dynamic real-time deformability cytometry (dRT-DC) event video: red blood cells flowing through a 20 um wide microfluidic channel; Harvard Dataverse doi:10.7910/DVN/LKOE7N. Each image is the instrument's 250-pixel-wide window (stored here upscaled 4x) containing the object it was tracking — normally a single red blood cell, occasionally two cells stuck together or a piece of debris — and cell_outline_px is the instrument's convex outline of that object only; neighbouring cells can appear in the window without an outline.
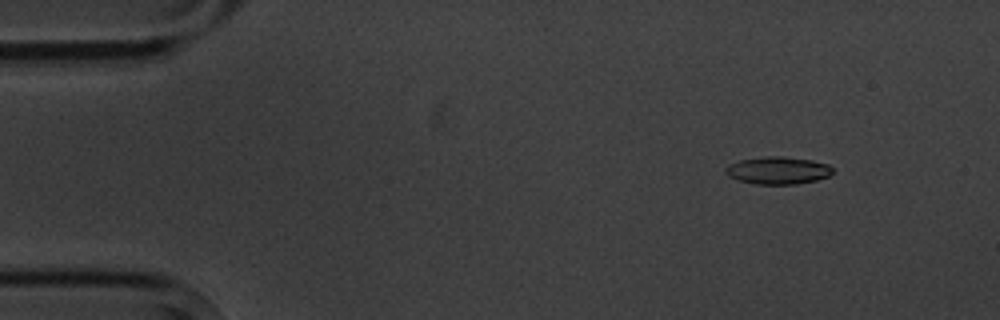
{"species": "common noctule bat (a hibernating species)", "species_latin": "Nyctalus noctula", "temperature_condition": "cold", "stored_images_in_passage": 5, "camera_frame_rate_fps": 3000, "um_per_image_px": 0.085, "animal": {"sex": "male", "body_mass_g": 20.1, "forearm_length_mm": 53.5}, "frame": {"image": 1, "passage_image": 3, "time_ms": 2.0, "image_size_px": [1000, 320], "cell_outline_px": [[832, 172], [828, 176], [816, 180], [796, 184], [756, 184], [736, 180], [728, 176], [724, 172], [724, 168], [728, 164], [740, 160], [764, 156], [784, 156], [812, 160], [828, 164], [832, 168]], "centroid_in_image_um": [66.07, 14.48], "position_along_channel_um": 18.9, "area_um2": 17.28}}
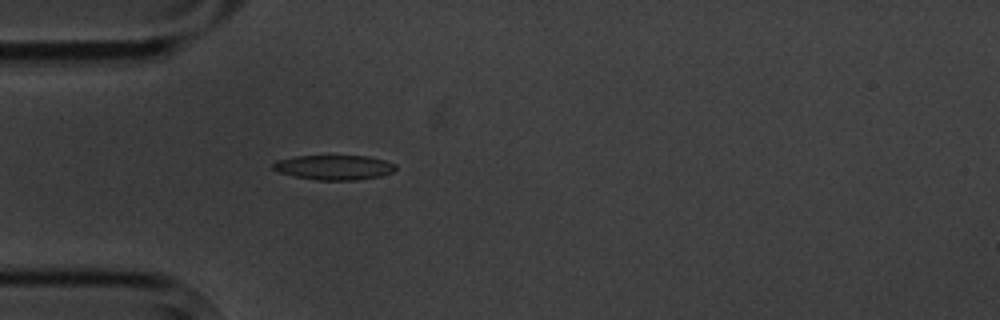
{"frame": {"image": 2, "passage_image": 5, "time_ms": 5.333, "image_size_px": [1000, 320], "cell_outline_px": [[396, 168], [392, 172], [380, 176], [356, 180], [316, 180], [296, 176], [280, 172], [272, 168], [272, 164], [276, 160], [296, 156], [368, 156], [384, 160], [396, 164]], "centroid_in_image_um": [28.4, 14.22], "position_along_channel_um": 56.6, "area_um2": 17.57}}